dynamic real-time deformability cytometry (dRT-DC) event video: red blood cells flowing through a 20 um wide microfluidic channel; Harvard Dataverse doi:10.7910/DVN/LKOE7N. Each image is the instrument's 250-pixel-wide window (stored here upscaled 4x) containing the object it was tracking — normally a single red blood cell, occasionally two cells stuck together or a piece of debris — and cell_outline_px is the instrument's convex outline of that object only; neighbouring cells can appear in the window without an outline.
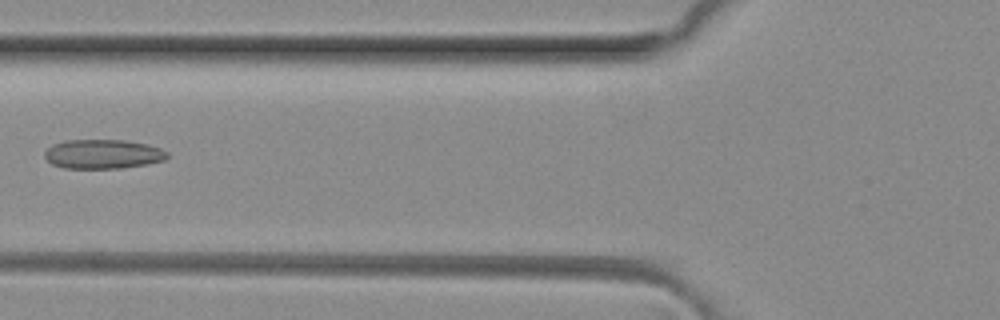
{"species": "common noctule bat (a hibernating species)", "species_latin": "Nyctalus noctula", "temperature_condition": "room temperature", "stored_images_in_passage": 7, "camera_frame_rate_fps": 3000, "um_per_image_px": 0.085, "animal": {"sex": "female", "body_mass_g": 29.2, "forearm_length_mm": 56.3}, "frame": {"image": 1, "passage_image": 5, "time_ms": 1.333, "image_size_px": [1000, 320], "cell_outline_px": [[168, 156], [164, 160], [148, 164], [120, 168], [64, 168], [52, 164], [44, 156], [44, 152], [52, 144], [64, 140], [124, 140], [148, 144], [160, 148], [168, 152]], "centroid_in_image_um": [8.75, 13.09], "position_along_channel_um": 117.1, "area_um2": 20.98}}
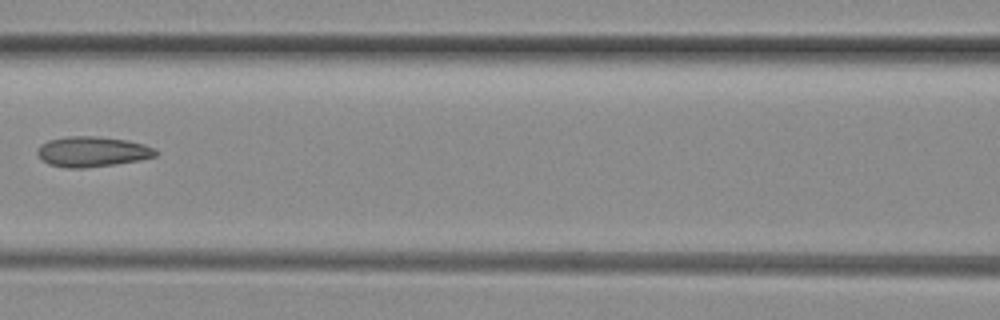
{"frame": {"image": 2, "passage_image": 6, "time_ms": 1.667, "image_size_px": [1000, 320], "cell_outline_px": [[160, 152], [156, 156], [140, 160], [116, 164], [84, 168], [68, 168], [48, 164], [40, 160], [36, 152], [40, 144], [48, 140], [68, 136], [96, 136], [128, 140], [144, 144], [156, 148]], "centroid_in_image_um": [7.85, 12.89], "position_along_channel_um": 158.8, "area_um2": 21.21}}
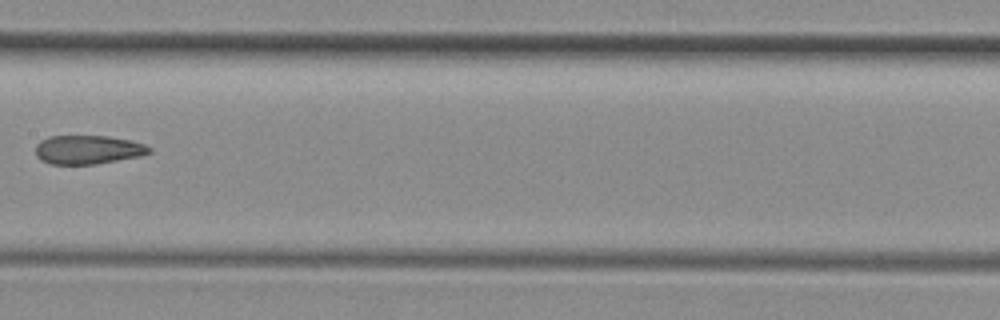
{"frame": {"image": 3, "passage_image": 7, "time_ms": 2.0, "image_size_px": [1000, 320], "cell_outline_px": [[152, 152], [140, 156], [96, 164], [48, 164], [40, 160], [36, 156], [36, 144], [40, 140], [48, 136], [108, 136], [132, 140], [144, 144], [152, 148]], "centroid_in_image_um": [7.47, 12.72], "position_along_channel_um": 199.9, "area_um2": 19.31}}